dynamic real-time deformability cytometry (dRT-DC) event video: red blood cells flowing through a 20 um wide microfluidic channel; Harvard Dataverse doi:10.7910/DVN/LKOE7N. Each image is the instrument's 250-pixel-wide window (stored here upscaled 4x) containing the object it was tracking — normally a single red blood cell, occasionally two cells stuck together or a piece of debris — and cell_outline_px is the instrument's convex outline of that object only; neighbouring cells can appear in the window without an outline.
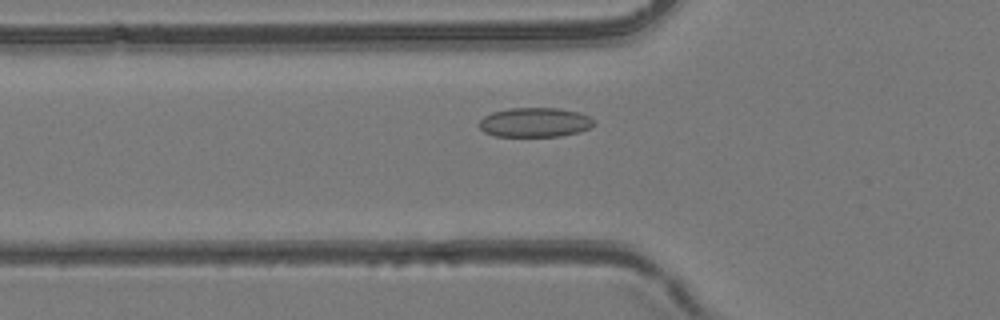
{"species": "common noctule bat (a hibernating species)", "species_latin": "Nyctalus noctula", "temperature_condition": "room temperature", "stored_images_in_passage": 34, "camera_frame_rate_fps": 3000, "um_per_image_px": 0.085, "animal": {"sex": "female", "body_mass_g": 24.6, "forearm_length_mm": 56.2}, "frame": {"image": 1, "passage_image": 3, "time_ms": 0.667, "image_size_px": [1000, 320], "cell_outline_px": [[596, 124], [580, 132], [560, 136], [496, 136], [484, 132], [480, 128], [480, 120], [484, 116], [492, 112], [508, 108], [560, 108], [576, 112], [588, 116], [596, 120]], "centroid_in_image_um": [45.48, 10.4], "position_along_channel_um": 80.3, "area_um2": 19.71}}
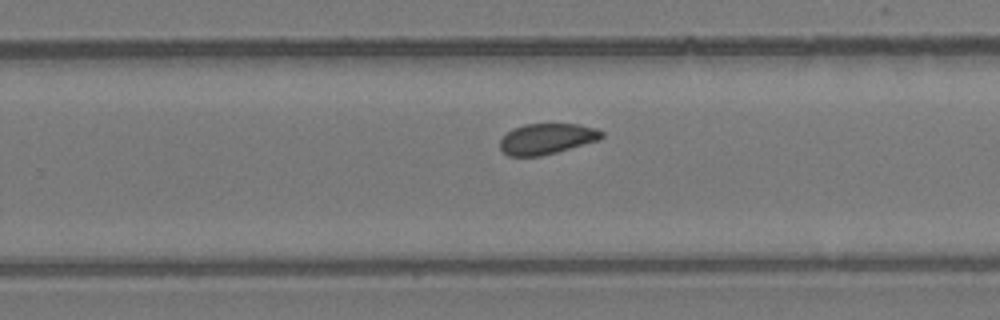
{"frame": {"image": 2, "passage_image": 17, "time_ms": 5.333, "image_size_px": [1000, 320], "cell_outline_px": [[604, 136], [600, 140], [556, 152], [540, 156], [508, 156], [500, 148], [500, 140], [512, 128], [524, 124], [580, 124], [596, 128], [604, 132]], "centroid_in_image_um": [46.5, 11.79], "position_along_channel_um": 283.3, "area_um2": 18.26}}
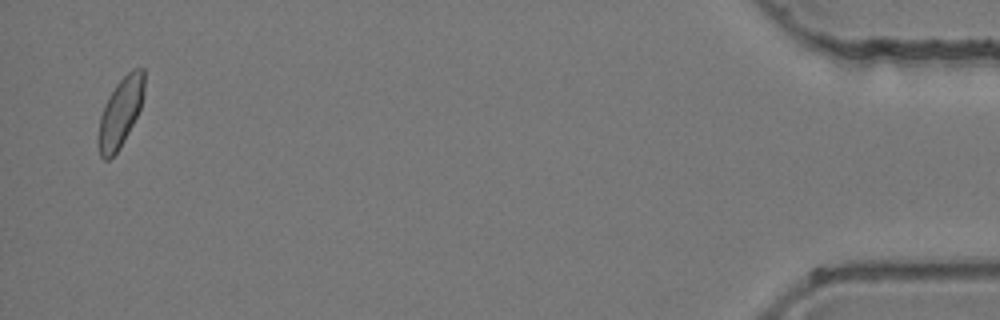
{"frame": {"image": 3, "passage_image": 33, "time_ms": 10.667, "image_size_px": [1000, 320], "cell_outline_px": [[144, 92], [140, 108], [120, 148], [108, 160], [104, 160], [100, 156], [96, 144], [96, 140], [100, 116], [104, 104], [116, 84], [132, 68], [144, 68]], "centroid_in_image_um": [10.19, 9.58], "position_along_channel_um": 425.0, "area_um2": 18.55}}